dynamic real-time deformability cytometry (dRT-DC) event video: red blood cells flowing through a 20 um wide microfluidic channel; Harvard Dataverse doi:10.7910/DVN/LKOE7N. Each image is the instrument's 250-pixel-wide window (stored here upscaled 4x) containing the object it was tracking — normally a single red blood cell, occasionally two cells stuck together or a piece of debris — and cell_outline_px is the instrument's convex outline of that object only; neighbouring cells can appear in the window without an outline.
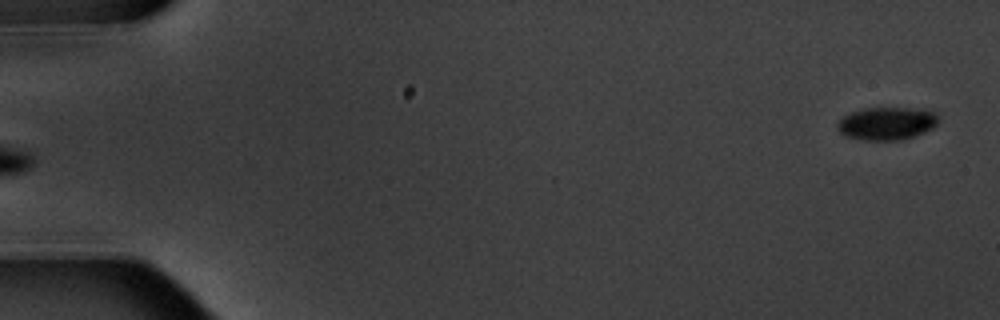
{"species": "common noctule bat (a hibernating species)", "species_latin": "Nyctalus noctula", "temperature_condition": "warm", "stored_images_in_passage": 5, "segment_of_instrument_passage": [2, 2], "camera_frame_rate_fps": 3000, "um_per_image_px": 0.085, "animal": {"sex": "male", "body_mass_g": 20.1, "forearm_length_mm": 53.5}, "frame": {"image": 1, "passage_image": 5, "time_ms": 4.333, "image_size_px": [1000, 320], "cell_outline_px": [[940, 120], [932, 128], [924, 132], [900, 140], [868, 140], [844, 136], [836, 128], [836, 124], [848, 112], [864, 108], [932, 108], [940, 116]], "centroid_in_image_um": [75.42, 10.46], "position_along_channel_um": 9.6, "area_um2": 19.71}}